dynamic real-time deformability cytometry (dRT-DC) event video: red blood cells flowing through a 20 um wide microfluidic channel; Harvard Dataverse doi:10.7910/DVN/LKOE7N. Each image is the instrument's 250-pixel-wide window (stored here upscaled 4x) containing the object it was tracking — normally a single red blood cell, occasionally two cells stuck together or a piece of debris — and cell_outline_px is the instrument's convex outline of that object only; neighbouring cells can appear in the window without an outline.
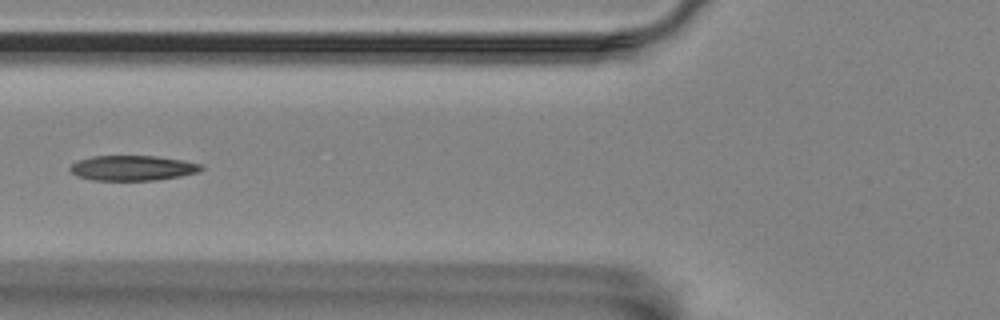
{"species": "Egyptian fruit bat (a non-hibernating species)", "species_latin": "Rousettus aegyptiacus", "temperature_condition": "room temperature", "stored_images_in_passage": 7, "camera_frame_rate_fps": 3000, "um_per_image_px": 0.085, "animal": {"sex": "female"}, "frame": {"image": 1, "passage_image": 7, "time_ms": 7.0, "image_size_px": [1000, 320], "cell_outline_px": [[204, 168], [200, 172], [180, 176], [156, 180], [92, 180], [76, 176], [68, 168], [72, 164], [80, 160], [92, 156], [156, 156], [180, 160], [200, 164]], "centroid_in_image_um": [11.26, 14.28], "position_along_channel_um": 114.5, "area_um2": 19.07}}